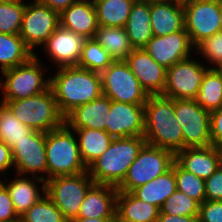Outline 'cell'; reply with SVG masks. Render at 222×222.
<instances>
[{
    "label": "cell",
    "instance_id": "cell-1",
    "mask_svg": "<svg viewBox=\"0 0 222 222\" xmlns=\"http://www.w3.org/2000/svg\"><path fill=\"white\" fill-rule=\"evenodd\" d=\"M50 87L64 117L76 106L89 103L103 94L101 74L79 66L60 67L50 78Z\"/></svg>",
    "mask_w": 222,
    "mask_h": 222
},
{
    "label": "cell",
    "instance_id": "cell-2",
    "mask_svg": "<svg viewBox=\"0 0 222 222\" xmlns=\"http://www.w3.org/2000/svg\"><path fill=\"white\" fill-rule=\"evenodd\" d=\"M143 137L147 144L174 154L183 149V133L175 116L174 98L164 94L149 95L144 104Z\"/></svg>",
    "mask_w": 222,
    "mask_h": 222
},
{
    "label": "cell",
    "instance_id": "cell-3",
    "mask_svg": "<svg viewBox=\"0 0 222 222\" xmlns=\"http://www.w3.org/2000/svg\"><path fill=\"white\" fill-rule=\"evenodd\" d=\"M145 144L143 136L113 139L107 150L88 167L90 177L95 183L117 187Z\"/></svg>",
    "mask_w": 222,
    "mask_h": 222
},
{
    "label": "cell",
    "instance_id": "cell-4",
    "mask_svg": "<svg viewBox=\"0 0 222 222\" xmlns=\"http://www.w3.org/2000/svg\"><path fill=\"white\" fill-rule=\"evenodd\" d=\"M73 132L65 123L58 129L46 132L47 178L45 180L88 171L82 161L78 140Z\"/></svg>",
    "mask_w": 222,
    "mask_h": 222
},
{
    "label": "cell",
    "instance_id": "cell-5",
    "mask_svg": "<svg viewBox=\"0 0 222 222\" xmlns=\"http://www.w3.org/2000/svg\"><path fill=\"white\" fill-rule=\"evenodd\" d=\"M24 125L39 132H49L64 124V116L59 112L54 93L46 91L21 100H0Z\"/></svg>",
    "mask_w": 222,
    "mask_h": 222
},
{
    "label": "cell",
    "instance_id": "cell-6",
    "mask_svg": "<svg viewBox=\"0 0 222 222\" xmlns=\"http://www.w3.org/2000/svg\"><path fill=\"white\" fill-rule=\"evenodd\" d=\"M45 66L36 53L24 64L4 70L5 81H0L2 100H21L46 91L50 87V78L45 80Z\"/></svg>",
    "mask_w": 222,
    "mask_h": 222
},
{
    "label": "cell",
    "instance_id": "cell-7",
    "mask_svg": "<svg viewBox=\"0 0 222 222\" xmlns=\"http://www.w3.org/2000/svg\"><path fill=\"white\" fill-rule=\"evenodd\" d=\"M174 161L175 154L172 151L146 143L116 188L118 191L132 192L167 172Z\"/></svg>",
    "mask_w": 222,
    "mask_h": 222
},
{
    "label": "cell",
    "instance_id": "cell-8",
    "mask_svg": "<svg viewBox=\"0 0 222 222\" xmlns=\"http://www.w3.org/2000/svg\"><path fill=\"white\" fill-rule=\"evenodd\" d=\"M94 183L88 171L78 175L58 176L46 180V194L69 222L78 217L86 193Z\"/></svg>",
    "mask_w": 222,
    "mask_h": 222
},
{
    "label": "cell",
    "instance_id": "cell-9",
    "mask_svg": "<svg viewBox=\"0 0 222 222\" xmlns=\"http://www.w3.org/2000/svg\"><path fill=\"white\" fill-rule=\"evenodd\" d=\"M102 93L113 101L144 105L149 97L125 60H116L101 73Z\"/></svg>",
    "mask_w": 222,
    "mask_h": 222
},
{
    "label": "cell",
    "instance_id": "cell-10",
    "mask_svg": "<svg viewBox=\"0 0 222 222\" xmlns=\"http://www.w3.org/2000/svg\"><path fill=\"white\" fill-rule=\"evenodd\" d=\"M174 110L183 133V149L212 145L209 111L193 99H174Z\"/></svg>",
    "mask_w": 222,
    "mask_h": 222
},
{
    "label": "cell",
    "instance_id": "cell-11",
    "mask_svg": "<svg viewBox=\"0 0 222 222\" xmlns=\"http://www.w3.org/2000/svg\"><path fill=\"white\" fill-rule=\"evenodd\" d=\"M185 30L195 47L220 30L221 0H182Z\"/></svg>",
    "mask_w": 222,
    "mask_h": 222
},
{
    "label": "cell",
    "instance_id": "cell-12",
    "mask_svg": "<svg viewBox=\"0 0 222 222\" xmlns=\"http://www.w3.org/2000/svg\"><path fill=\"white\" fill-rule=\"evenodd\" d=\"M59 26V13L34 0L30 4L26 2L19 35L35 54L34 48L42 46Z\"/></svg>",
    "mask_w": 222,
    "mask_h": 222
},
{
    "label": "cell",
    "instance_id": "cell-13",
    "mask_svg": "<svg viewBox=\"0 0 222 222\" xmlns=\"http://www.w3.org/2000/svg\"><path fill=\"white\" fill-rule=\"evenodd\" d=\"M210 69L194 58L176 62L167 69L163 94L174 99H194Z\"/></svg>",
    "mask_w": 222,
    "mask_h": 222
},
{
    "label": "cell",
    "instance_id": "cell-14",
    "mask_svg": "<svg viewBox=\"0 0 222 222\" xmlns=\"http://www.w3.org/2000/svg\"><path fill=\"white\" fill-rule=\"evenodd\" d=\"M46 132L32 130L26 138L18 143H14L12 150L13 164L16 175L37 173L47 174L46 160Z\"/></svg>",
    "mask_w": 222,
    "mask_h": 222
},
{
    "label": "cell",
    "instance_id": "cell-15",
    "mask_svg": "<svg viewBox=\"0 0 222 222\" xmlns=\"http://www.w3.org/2000/svg\"><path fill=\"white\" fill-rule=\"evenodd\" d=\"M191 44L186 30L165 36H153L142 48L158 64L168 69L176 62L190 58Z\"/></svg>",
    "mask_w": 222,
    "mask_h": 222
},
{
    "label": "cell",
    "instance_id": "cell-16",
    "mask_svg": "<svg viewBox=\"0 0 222 222\" xmlns=\"http://www.w3.org/2000/svg\"><path fill=\"white\" fill-rule=\"evenodd\" d=\"M106 132L112 138L144 135V105L111 100Z\"/></svg>",
    "mask_w": 222,
    "mask_h": 222
},
{
    "label": "cell",
    "instance_id": "cell-17",
    "mask_svg": "<svg viewBox=\"0 0 222 222\" xmlns=\"http://www.w3.org/2000/svg\"><path fill=\"white\" fill-rule=\"evenodd\" d=\"M125 62L148 95L163 94L166 86V68L143 49H133Z\"/></svg>",
    "mask_w": 222,
    "mask_h": 222
},
{
    "label": "cell",
    "instance_id": "cell-18",
    "mask_svg": "<svg viewBox=\"0 0 222 222\" xmlns=\"http://www.w3.org/2000/svg\"><path fill=\"white\" fill-rule=\"evenodd\" d=\"M85 38L59 26L43 44L48 56L60 67L77 66Z\"/></svg>",
    "mask_w": 222,
    "mask_h": 222
},
{
    "label": "cell",
    "instance_id": "cell-19",
    "mask_svg": "<svg viewBox=\"0 0 222 222\" xmlns=\"http://www.w3.org/2000/svg\"><path fill=\"white\" fill-rule=\"evenodd\" d=\"M111 99L101 95L95 100L76 106L64 117L70 129H98L106 131Z\"/></svg>",
    "mask_w": 222,
    "mask_h": 222
},
{
    "label": "cell",
    "instance_id": "cell-20",
    "mask_svg": "<svg viewBox=\"0 0 222 222\" xmlns=\"http://www.w3.org/2000/svg\"><path fill=\"white\" fill-rule=\"evenodd\" d=\"M154 36H165L185 29L182 0H150Z\"/></svg>",
    "mask_w": 222,
    "mask_h": 222
},
{
    "label": "cell",
    "instance_id": "cell-21",
    "mask_svg": "<svg viewBox=\"0 0 222 222\" xmlns=\"http://www.w3.org/2000/svg\"><path fill=\"white\" fill-rule=\"evenodd\" d=\"M118 190L112 185L94 183L86 193L78 217L116 218Z\"/></svg>",
    "mask_w": 222,
    "mask_h": 222
},
{
    "label": "cell",
    "instance_id": "cell-22",
    "mask_svg": "<svg viewBox=\"0 0 222 222\" xmlns=\"http://www.w3.org/2000/svg\"><path fill=\"white\" fill-rule=\"evenodd\" d=\"M60 26L85 39L94 38L98 29L97 12L91 0H79L59 14Z\"/></svg>",
    "mask_w": 222,
    "mask_h": 222
},
{
    "label": "cell",
    "instance_id": "cell-23",
    "mask_svg": "<svg viewBox=\"0 0 222 222\" xmlns=\"http://www.w3.org/2000/svg\"><path fill=\"white\" fill-rule=\"evenodd\" d=\"M175 161L186 171L206 180L220 166L219 149L213 145L184 148L175 154Z\"/></svg>",
    "mask_w": 222,
    "mask_h": 222
},
{
    "label": "cell",
    "instance_id": "cell-24",
    "mask_svg": "<svg viewBox=\"0 0 222 222\" xmlns=\"http://www.w3.org/2000/svg\"><path fill=\"white\" fill-rule=\"evenodd\" d=\"M160 209L136 198L131 192L118 191L116 222H157Z\"/></svg>",
    "mask_w": 222,
    "mask_h": 222
},
{
    "label": "cell",
    "instance_id": "cell-25",
    "mask_svg": "<svg viewBox=\"0 0 222 222\" xmlns=\"http://www.w3.org/2000/svg\"><path fill=\"white\" fill-rule=\"evenodd\" d=\"M133 49H142L154 36L151 26L150 0H135L125 25Z\"/></svg>",
    "mask_w": 222,
    "mask_h": 222
},
{
    "label": "cell",
    "instance_id": "cell-26",
    "mask_svg": "<svg viewBox=\"0 0 222 222\" xmlns=\"http://www.w3.org/2000/svg\"><path fill=\"white\" fill-rule=\"evenodd\" d=\"M29 177H19L17 179L10 180L7 185L2 182L9 192L10 198L12 199L14 209L18 216L20 217L24 214L33 204H35L41 197L46 193V180L44 176H34L33 181ZM35 181L42 182L43 186L41 190L43 191L40 194V190L37 187Z\"/></svg>",
    "mask_w": 222,
    "mask_h": 222
},
{
    "label": "cell",
    "instance_id": "cell-27",
    "mask_svg": "<svg viewBox=\"0 0 222 222\" xmlns=\"http://www.w3.org/2000/svg\"><path fill=\"white\" fill-rule=\"evenodd\" d=\"M176 190L173 162L172 167L167 172L134 189L131 193L136 198L146 201L151 205H155L160 209L165 200Z\"/></svg>",
    "mask_w": 222,
    "mask_h": 222
},
{
    "label": "cell",
    "instance_id": "cell-28",
    "mask_svg": "<svg viewBox=\"0 0 222 222\" xmlns=\"http://www.w3.org/2000/svg\"><path fill=\"white\" fill-rule=\"evenodd\" d=\"M72 130L77 135L80 155L87 168L107 150L114 139L103 130L88 128Z\"/></svg>",
    "mask_w": 222,
    "mask_h": 222
},
{
    "label": "cell",
    "instance_id": "cell-29",
    "mask_svg": "<svg viewBox=\"0 0 222 222\" xmlns=\"http://www.w3.org/2000/svg\"><path fill=\"white\" fill-rule=\"evenodd\" d=\"M94 38L114 61L125 60L133 50L125 27L98 26Z\"/></svg>",
    "mask_w": 222,
    "mask_h": 222
},
{
    "label": "cell",
    "instance_id": "cell-30",
    "mask_svg": "<svg viewBox=\"0 0 222 222\" xmlns=\"http://www.w3.org/2000/svg\"><path fill=\"white\" fill-rule=\"evenodd\" d=\"M34 53L20 35L0 33V70L14 68L27 62Z\"/></svg>",
    "mask_w": 222,
    "mask_h": 222
},
{
    "label": "cell",
    "instance_id": "cell-31",
    "mask_svg": "<svg viewBox=\"0 0 222 222\" xmlns=\"http://www.w3.org/2000/svg\"><path fill=\"white\" fill-rule=\"evenodd\" d=\"M99 26L125 27L135 0H94Z\"/></svg>",
    "mask_w": 222,
    "mask_h": 222
},
{
    "label": "cell",
    "instance_id": "cell-32",
    "mask_svg": "<svg viewBox=\"0 0 222 222\" xmlns=\"http://www.w3.org/2000/svg\"><path fill=\"white\" fill-rule=\"evenodd\" d=\"M193 100L209 112L222 107V82L212 68L206 73Z\"/></svg>",
    "mask_w": 222,
    "mask_h": 222
},
{
    "label": "cell",
    "instance_id": "cell-33",
    "mask_svg": "<svg viewBox=\"0 0 222 222\" xmlns=\"http://www.w3.org/2000/svg\"><path fill=\"white\" fill-rule=\"evenodd\" d=\"M113 62L114 59L95 38L84 40L82 54L77 66L101 74Z\"/></svg>",
    "mask_w": 222,
    "mask_h": 222
},
{
    "label": "cell",
    "instance_id": "cell-34",
    "mask_svg": "<svg viewBox=\"0 0 222 222\" xmlns=\"http://www.w3.org/2000/svg\"><path fill=\"white\" fill-rule=\"evenodd\" d=\"M32 129L20 122L10 109L0 102V141L14 149V143L26 138Z\"/></svg>",
    "mask_w": 222,
    "mask_h": 222
},
{
    "label": "cell",
    "instance_id": "cell-35",
    "mask_svg": "<svg viewBox=\"0 0 222 222\" xmlns=\"http://www.w3.org/2000/svg\"><path fill=\"white\" fill-rule=\"evenodd\" d=\"M25 8L23 0L0 3V33L19 35Z\"/></svg>",
    "mask_w": 222,
    "mask_h": 222
},
{
    "label": "cell",
    "instance_id": "cell-36",
    "mask_svg": "<svg viewBox=\"0 0 222 222\" xmlns=\"http://www.w3.org/2000/svg\"><path fill=\"white\" fill-rule=\"evenodd\" d=\"M20 220L22 222H68L46 193L20 216Z\"/></svg>",
    "mask_w": 222,
    "mask_h": 222
},
{
    "label": "cell",
    "instance_id": "cell-37",
    "mask_svg": "<svg viewBox=\"0 0 222 222\" xmlns=\"http://www.w3.org/2000/svg\"><path fill=\"white\" fill-rule=\"evenodd\" d=\"M174 174L177 190L187 194L200 204L206 200L204 179L186 171L176 161H174Z\"/></svg>",
    "mask_w": 222,
    "mask_h": 222
},
{
    "label": "cell",
    "instance_id": "cell-38",
    "mask_svg": "<svg viewBox=\"0 0 222 222\" xmlns=\"http://www.w3.org/2000/svg\"><path fill=\"white\" fill-rule=\"evenodd\" d=\"M200 203L187 194L176 190L165 200L159 213L174 216H199Z\"/></svg>",
    "mask_w": 222,
    "mask_h": 222
},
{
    "label": "cell",
    "instance_id": "cell-39",
    "mask_svg": "<svg viewBox=\"0 0 222 222\" xmlns=\"http://www.w3.org/2000/svg\"><path fill=\"white\" fill-rule=\"evenodd\" d=\"M197 49V54H202L203 57L210 61L211 64L217 65L222 62V33L218 32L211 37H207L198 43L194 49ZM200 52V53H199Z\"/></svg>",
    "mask_w": 222,
    "mask_h": 222
},
{
    "label": "cell",
    "instance_id": "cell-40",
    "mask_svg": "<svg viewBox=\"0 0 222 222\" xmlns=\"http://www.w3.org/2000/svg\"><path fill=\"white\" fill-rule=\"evenodd\" d=\"M198 222H222V200H205L200 204Z\"/></svg>",
    "mask_w": 222,
    "mask_h": 222
},
{
    "label": "cell",
    "instance_id": "cell-41",
    "mask_svg": "<svg viewBox=\"0 0 222 222\" xmlns=\"http://www.w3.org/2000/svg\"><path fill=\"white\" fill-rule=\"evenodd\" d=\"M20 217L16 213L12 199L6 187L0 185V222H17Z\"/></svg>",
    "mask_w": 222,
    "mask_h": 222
},
{
    "label": "cell",
    "instance_id": "cell-42",
    "mask_svg": "<svg viewBox=\"0 0 222 222\" xmlns=\"http://www.w3.org/2000/svg\"><path fill=\"white\" fill-rule=\"evenodd\" d=\"M205 196L208 201L222 200V167L205 180Z\"/></svg>",
    "mask_w": 222,
    "mask_h": 222
},
{
    "label": "cell",
    "instance_id": "cell-43",
    "mask_svg": "<svg viewBox=\"0 0 222 222\" xmlns=\"http://www.w3.org/2000/svg\"><path fill=\"white\" fill-rule=\"evenodd\" d=\"M210 135L212 145L222 146V107L210 112Z\"/></svg>",
    "mask_w": 222,
    "mask_h": 222
},
{
    "label": "cell",
    "instance_id": "cell-44",
    "mask_svg": "<svg viewBox=\"0 0 222 222\" xmlns=\"http://www.w3.org/2000/svg\"><path fill=\"white\" fill-rule=\"evenodd\" d=\"M11 166H14L11 148L0 141V173L6 172Z\"/></svg>",
    "mask_w": 222,
    "mask_h": 222
},
{
    "label": "cell",
    "instance_id": "cell-45",
    "mask_svg": "<svg viewBox=\"0 0 222 222\" xmlns=\"http://www.w3.org/2000/svg\"><path fill=\"white\" fill-rule=\"evenodd\" d=\"M43 5L48 6L50 9L57 11L59 14L69 8L72 4L79 0H39Z\"/></svg>",
    "mask_w": 222,
    "mask_h": 222
},
{
    "label": "cell",
    "instance_id": "cell-46",
    "mask_svg": "<svg viewBox=\"0 0 222 222\" xmlns=\"http://www.w3.org/2000/svg\"><path fill=\"white\" fill-rule=\"evenodd\" d=\"M157 222H198V216H174L159 213Z\"/></svg>",
    "mask_w": 222,
    "mask_h": 222
},
{
    "label": "cell",
    "instance_id": "cell-47",
    "mask_svg": "<svg viewBox=\"0 0 222 222\" xmlns=\"http://www.w3.org/2000/svg\"><path fill=\"white\" fill-rule=\"evenodd\" d=\"M69 222H116V218H82L76 217Z\"/></svg>",
    "mask_w": 222,
    "mask_h": 222
},
{
    "label": "cell",
    "instance_id": "cell-48",
    "mask_svg": "<svg viewBox=\"0 0 222 222\" xmlns=\"http://www.w3.org/2000/svg\"><path fill=\"white\" fill-rule=\"evenodd\" d=\"M215 72L216 74L219 76L221 82H222V62L221 63H218L217 65H213V67H211Z\"/></svg>",
    "mask_w": 222,
    "mask_h": 222
},
{
    "label": "cell",
    "instance_id": "cell-49",
    "mask_svg": "<svg viewBox=\"0 0 222 222\" xmlns=\"http://www.w3.org/2000/svg\"><path fill=\"white\" fill-rule=\"evenodd\" d=\"M219 32L222 33V0H221V7H220V30Z\"/></svg>",
    "mask_w": 222,
    "mask_h": 222
},
{
    "label": "cell",
    "instance_id": "cell-50",
    "mask_svg": "<svg viewBox=\"0 0 222 222\" xmlns=\"http://www.w3.org/2000/svg\"><path fill=\"white\" fill-rule=\"evenodd\" d=\"M219 149V156H220V166L222 167V146L218 147Z\"/></svg>",
    "mask_w": 222,
    "mask_h": 222
}]
</instances>
